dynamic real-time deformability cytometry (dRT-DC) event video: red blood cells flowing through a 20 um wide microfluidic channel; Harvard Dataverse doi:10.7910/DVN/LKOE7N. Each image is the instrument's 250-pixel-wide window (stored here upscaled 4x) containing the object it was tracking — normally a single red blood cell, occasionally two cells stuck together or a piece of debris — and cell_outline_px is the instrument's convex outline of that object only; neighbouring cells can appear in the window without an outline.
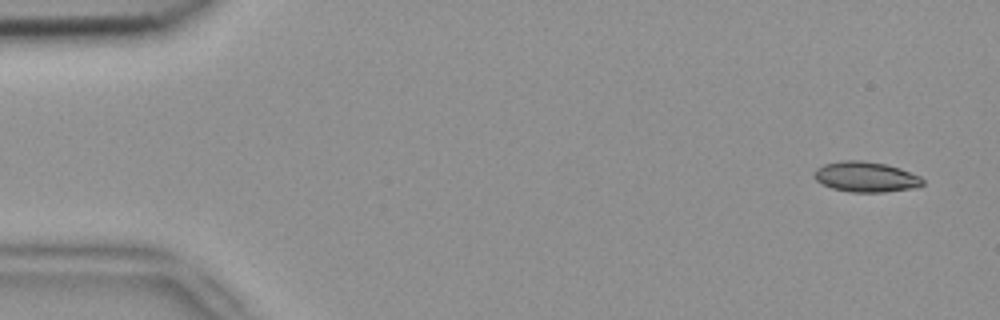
{"species": "common noctule bat (a hibernating species)", "species_latin": "Nyctalus noctula", "temperature_condition": "room temperature", "stored_images_in_passage": 5, "camera_frame_rate_fps": 3000, "um_per_image_px": 0.085, "animal": {"sex": "female", "body_mass_g": 18.4}, "frame": {"image": 1, "passage_image": 1, "time_ms": 0.0, "image_size_px": [1000, 320], "cell_outline_px": [[924, 184], [916, 188], [884, 192], [848, 192], [832, 188], [816, 180], [812, 176], [816, 168], [824, 164], [844, 160], [864, 160], [888, 164], [900, 168], [920, 176], [924, 180]], "centroid_in_image_um": [73.61, 15.03], "position_along_channel_um": 11.4, "area_um2": 19.42}}
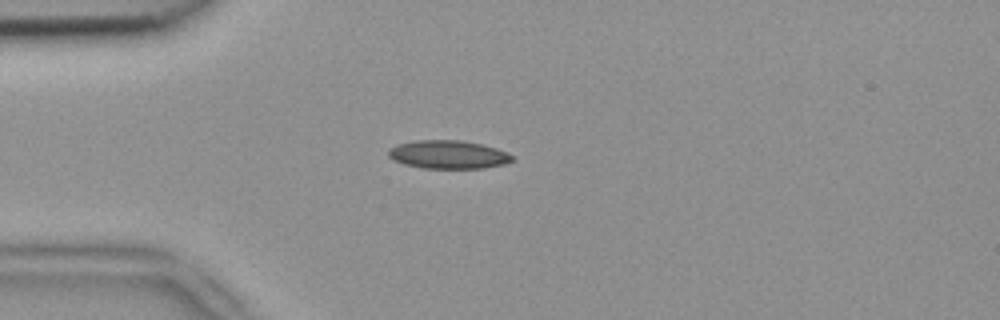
{"frame": {"image": 2, "passage_image": 4, "time_ms": 1.0, "image_size_px": [1000, 320], "cell_outline_px": [[516, 160], [504, 164], [484, 168], [424, 168], [404, 164], [388, 156], [388, 148], [412, 140], [460, 140], [480, 144], [496, 148], [508, 152]], "centroid_in_image_um": [38.12, 13.13], "position_along_channel_um": 46.9, "area_um2": 20.4}}